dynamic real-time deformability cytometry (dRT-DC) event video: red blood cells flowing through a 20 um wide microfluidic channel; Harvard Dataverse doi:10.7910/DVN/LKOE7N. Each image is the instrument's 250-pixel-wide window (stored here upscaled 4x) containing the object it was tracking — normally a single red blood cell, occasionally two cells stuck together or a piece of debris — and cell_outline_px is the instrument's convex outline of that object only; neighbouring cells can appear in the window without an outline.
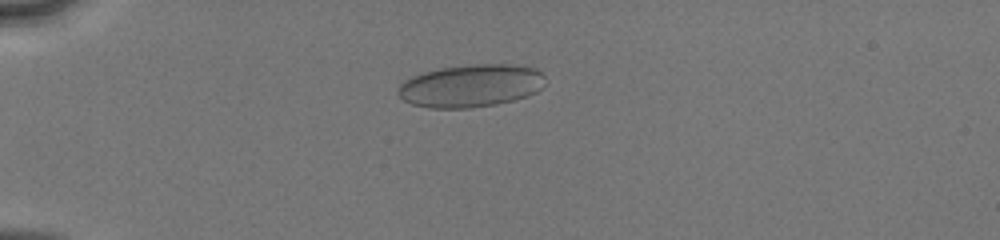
{"species": "human", "species_latin": "Homo sapiens", "temperature_condition": "cold", "stored_images_in_passage": 52, "camera_frame_rate_fps": 3000, "um_per_image_px": 0.085, "donor": {"sex": "male"}, "frame": {"image": 1, "passage_image": 15, "time_ms": 4.667, "image_size_px": [1000, 240], "cell_outline_px": [[544, 76], [540, 88], [536, 92], [528, 96], [496, 104], [468, 108], [428, 108], [412, 104], [404, 100], [396, 92], [400, 84], [404, 80], [412, 76], [424, 72], [440, 68], [476, 64], [512, 64], [536, 68]], "centroid_in_image_um": [39.99, 7.29], "position_along_channel_um": 45.0, "area_um2": 36.53}}
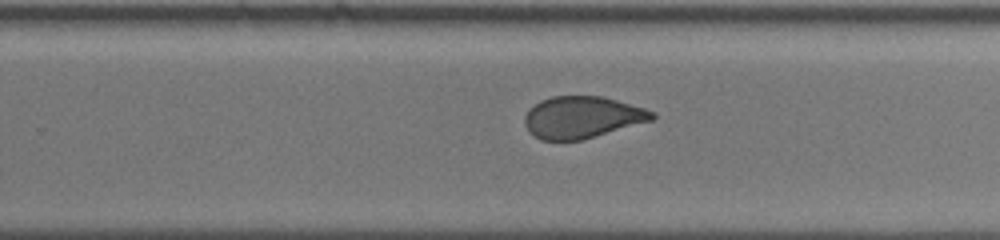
{"frame": {"image": 2, "passage_image": 35, "time_ms": 11.333, "image_size_px": [1000, 240], "cell_outline_px": [[656, 116], [652, 120], [580, 140], [540, 140], [528, 132], [524, 124], [524, 116], [528, 108], [540, 100], [552, 96], [604, 96], [644, 108], [656, 112]], "centroid_in_image_um": [49.43, 9.96], "position_along_channel_um": 280.4, "area_um2": 31.15}}
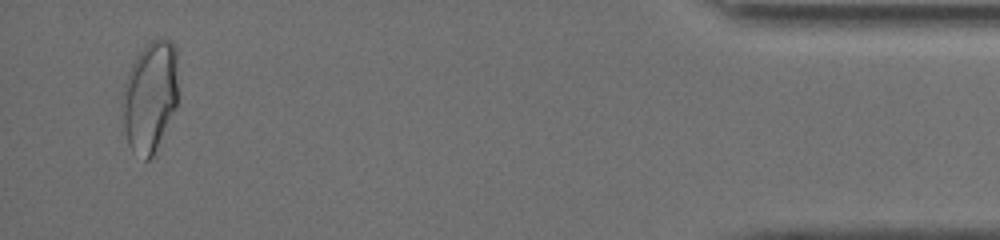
{"frame": {"image": 3, "passage_image": 50, "time_ms": 16.333, "image_size_px": [1000, 240], "cell_outline_px": [[176, 104], [156, 156], [148, 160], [144, 160], [132, 152], [128, 144], [124, 124], [120, 100], [124, 84], [128, 72], [136, 56], [152, 40], [172, 40], [176, 44]], "centroid_in_image_um": [12.73, 8.28], "position_along_channel_um": 422.5, "area_um2": 36.3}, "authors_computed_cell_mechanics": {"area_um2": 34.1598, "velocity_mm_per_s": 4.1101, "shape_relaxation_time_tau1_ms": null, "shape_relaxation_time_tau2_ms": 0.9549, "deformation_change_tau1": null, "deformation_change_tau2": 0.0483}}